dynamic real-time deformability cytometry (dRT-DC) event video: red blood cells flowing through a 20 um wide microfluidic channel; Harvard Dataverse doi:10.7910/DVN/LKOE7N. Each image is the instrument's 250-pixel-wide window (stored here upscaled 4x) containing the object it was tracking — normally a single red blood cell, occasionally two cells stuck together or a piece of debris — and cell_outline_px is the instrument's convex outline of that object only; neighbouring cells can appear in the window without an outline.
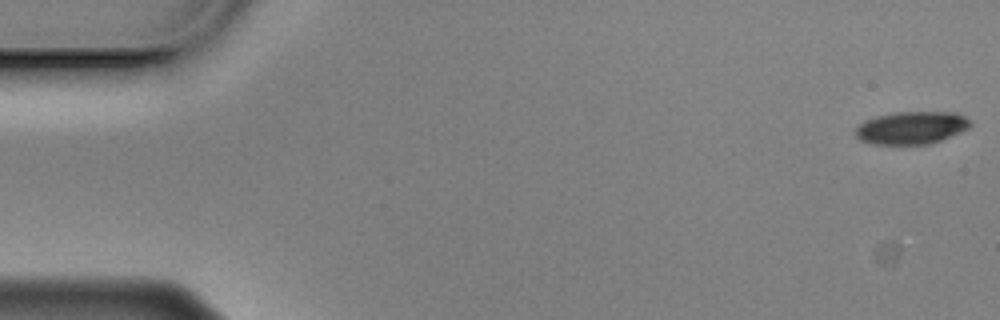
{"species": "Egyptian fruit bat (a non-hibernating species)", "species_latin": "Rousettus aegyptiacus", "temperature_condition": "cold", "stored_images_in_passage": 57, "camera_frame_rate_fps": 3000, "um_per_image_px": 0.085, "animal": {"sex": "male"}, "frame": {"image": 1, "passage_image": 1, "time_ms": 0.0, "image_size_px": [1000, 320], "cell_outline_px": [[972, 124], [968, 128], [960, 132], [940, 140], [928, 144], [872, 144], [860, 140], [856, 136], [856, 128], [864, 120], [876, 116], [896, 112], [956, 112], [964, 116]], "centroid_in_image_um": [77.46, 10.85], "position_along_channel_um": 7.5, "area_um2": 21.73}}
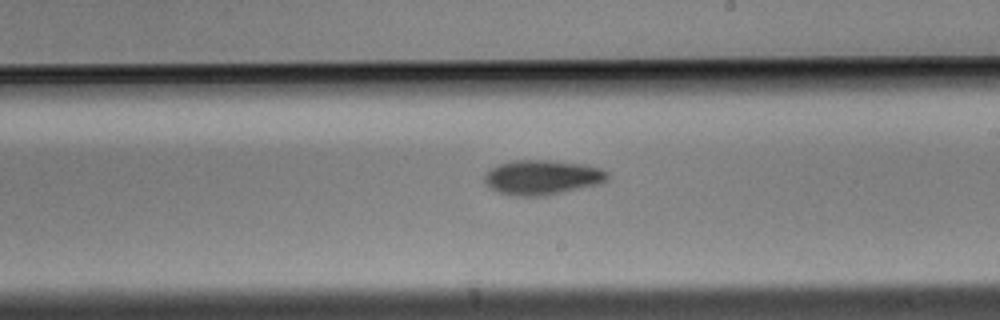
{"frame": {"image": 2, "passage_image": 33, "time_ms": 10.667, "image_size_px": [1000, 320], "cell_outline_px": [[608, 180], [600, 184], [564, 192], [544, 196], [512, 196], [488, 188], [484, 180], [484, 176], [492, 168], [500, 164], [516, 160], [552, 160], [588, 164], [600, 168], [608, 172]], "centroid_in_image_um": [46.13, 15.08], "position_along_channel_um": 242.9, "area_um2": 25.14}}
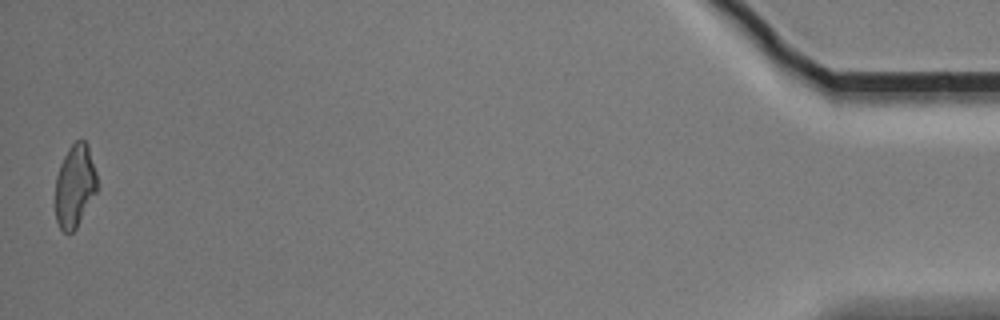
{"frame": {"image": 3, "passage_image": 57, "time_ms": 18.667, "image_size_px": [1000, 320], "cell_outline_px": [[100, 188], [76, 228], [72, 232], [64, 232], [60, 228], [56, 220], [56, 176], [60, 164], [68, 148], [76, 140], [84, 140], [88, 144], [96, 172]], "centroid_in_image_um": [6.4, 15.79], "position_along_channel_um": 428.8, "area_um2": 20.46}, "authors_computed_cell_mechanics": {"area_um2": 23.12, "velocity_mm_per_s": 3.4935, "shape_relaxation_time_tau1_ms": 2.8688, "shape_relaxation_time_tau2_ms": 6.811, "deformation_change_tau1": 0.1166, "deformation_change_tau2": 0.1438}}